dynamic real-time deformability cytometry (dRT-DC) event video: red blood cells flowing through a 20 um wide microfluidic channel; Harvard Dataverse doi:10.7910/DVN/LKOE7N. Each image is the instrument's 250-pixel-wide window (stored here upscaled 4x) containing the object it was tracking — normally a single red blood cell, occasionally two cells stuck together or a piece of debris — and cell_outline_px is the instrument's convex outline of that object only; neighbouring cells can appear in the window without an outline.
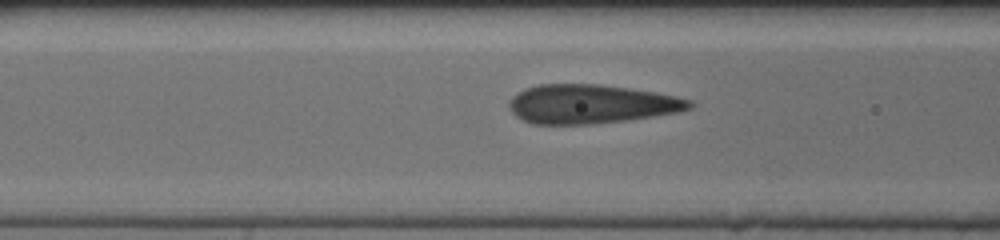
{"species": "human", "species_latin": "Homo sapiens", "temperature_condition": "cold", "stored_images_in_passage": 36, "camera_frame_rate_fps": 3000, "um_per_image_px": 0.085, "donor": {"sex": "female"}, "frame": {"image": 1, "passage_image": 11, "time_ms": 3.333, "image_size_px": [1000, 240], "cell_outline_px": [[696, 104], [692, 108], [676, 112], [628, 120], [588, 124], [532, 124], [516, 116], [512, 112], [508, 104], [512, 96], [524, 88], [540, 84], [600, 84], [656, 92], [676, 96], [692, 100]], "centroid_in_image_um": [50.25, 8.84], "position_along_channel_um": 116.4, "area_um2": 41.04}}
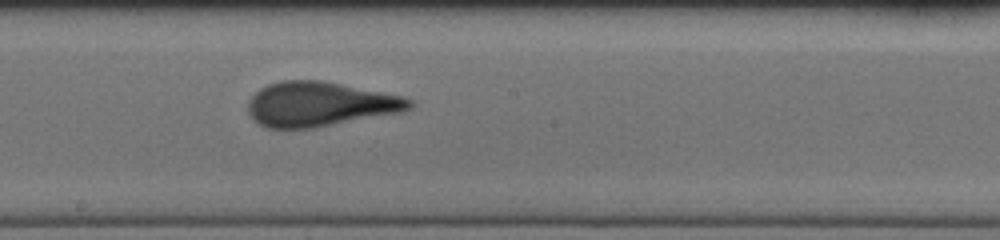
{"frame": {"image": 2, "passage_image": 19, "time_ms": 6.0, "image_size_px": [1000, 240], "cell_outline_px": [[412, 108], [400, 112], [316, 128], [268, 128], [260, 124], [248, 112], [248, 100], [260, 88], [268, 84], [280, 80], [320, 80], [404, 96], [412, 100]], "centroid_in_image_um": [27.18, 8.85], "position_along_channel_um": 221.0, "area_um2": 41.85}}
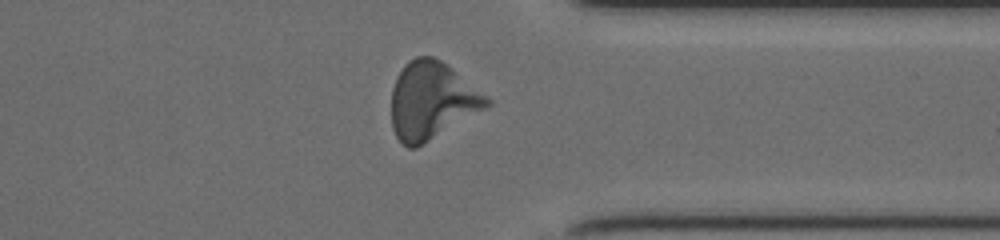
{"frame": {"image": 3, "passage_image": 31, "time_ms": 10.0, "image_size_px": [1000, 240], "cell_outline_px": [[492, 104], [416, 148], [408, 148], [396, 136], [392, 128], [392, 88], [396, 76], [404, 64], [408, 60], [416, 56], [432, 56], [440, 60], [452, 68], [488, 96], [492, 100]], "centroid_in_image_um": [36.68, 8.53], "position_along_channel_um": 374.7, "area_um2": 42.77}}